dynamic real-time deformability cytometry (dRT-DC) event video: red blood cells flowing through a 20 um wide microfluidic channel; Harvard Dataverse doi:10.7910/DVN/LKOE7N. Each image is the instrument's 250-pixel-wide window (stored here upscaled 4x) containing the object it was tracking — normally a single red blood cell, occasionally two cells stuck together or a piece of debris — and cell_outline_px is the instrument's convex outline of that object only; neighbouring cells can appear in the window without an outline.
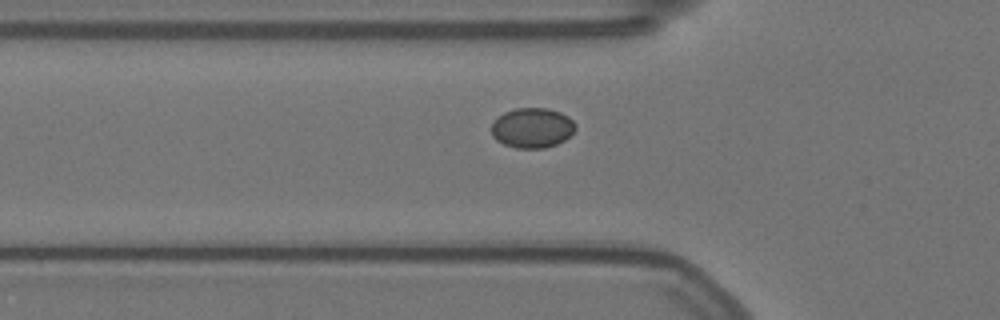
{"species": "Egyptian fruit bat (a non-hibernating species)", "species_latin": "Rousettus aegyptiacus", "temperature_condition": "warm", "stored_images_in_passage": 38, "camera_frame_rate_fps": 3000, "um_per_image_px": 0.085, "animal": {"sex": "female"}, "frame": {"image": 1, "passage_image": 5, "time_ms": 1.333, "image_size_px": [1000, 320], "cell_outline_px": [[576, 128], [564, 140], [556, 144], [544, 148], [516, 148], [504, 144], [496, 140], [492, 136], [492, 124], [504, 112], [516, 108], [548, 108], [560, 112], [568, 116], [576, 124]], "centroid_in_image_um": [45.24, 10.87], "position_along_channel_um": 80.6, "area_um2": 19.48}}
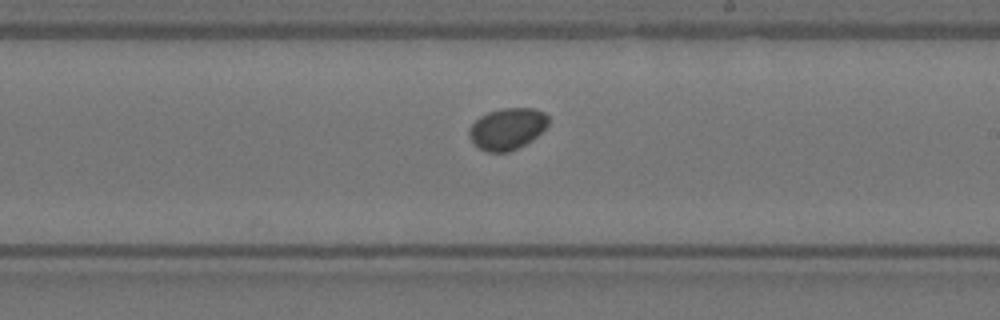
{"frame": {"image": 2, "passage_image": 19, "time_ms": 6.0, "image_size_px": [1000, 320], "cell_outline_px": [[548, 124], [532, 140], [508, 152], [488, 152], [480, 148], [472, 140], [468, 132], [468, 128], [480, 116], [488, 112], [504, 108], [532, 108], [544, 112], [548, 116]], "centroid_in_image_um": [43.11, 10.93], "position_along_channel_um": 245.9, "area_um2": 18.9}}
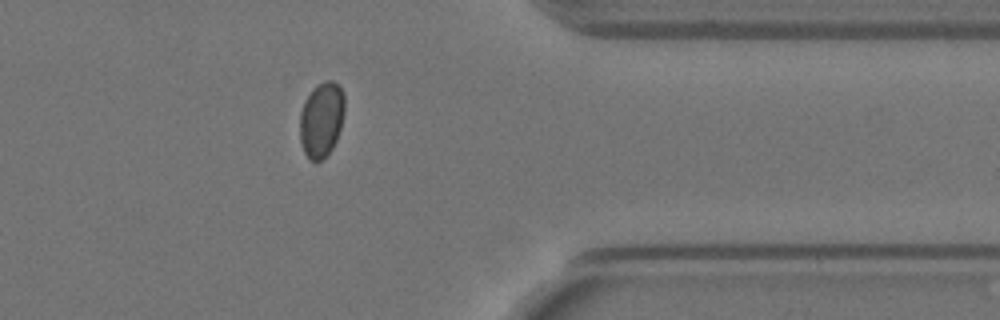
{"frame": {"image": 3, "passage_image": 32, "time_ms": 10.333, "image_size_px": [1000, 320], "cell_outline_px": [[344, 112], [340, 128], [336, 140], [332, 148], [316, 164], [308, 160], [304, 152], [300, 140], [300, 112], [304, 100], [312, 88], [316, 84], [324, 80], [332, 80], [340, 88], [344, 96]], "centroid_in_image_um": [27.3, 10.16], "position_along_channel_um": 384.1, "area_um2": 19.77}, "authors_computed_cell_mechanics": {"area_um2": 19.1896, "velocity_mm_per_s": 3.5199, "shape_relaxation_time_tau1_ms": null, "shape_relaxation_time_tau2_ms": 2.3206, "deformation_change_tau1": null, "deformation_change_tau2": 0.0207}}